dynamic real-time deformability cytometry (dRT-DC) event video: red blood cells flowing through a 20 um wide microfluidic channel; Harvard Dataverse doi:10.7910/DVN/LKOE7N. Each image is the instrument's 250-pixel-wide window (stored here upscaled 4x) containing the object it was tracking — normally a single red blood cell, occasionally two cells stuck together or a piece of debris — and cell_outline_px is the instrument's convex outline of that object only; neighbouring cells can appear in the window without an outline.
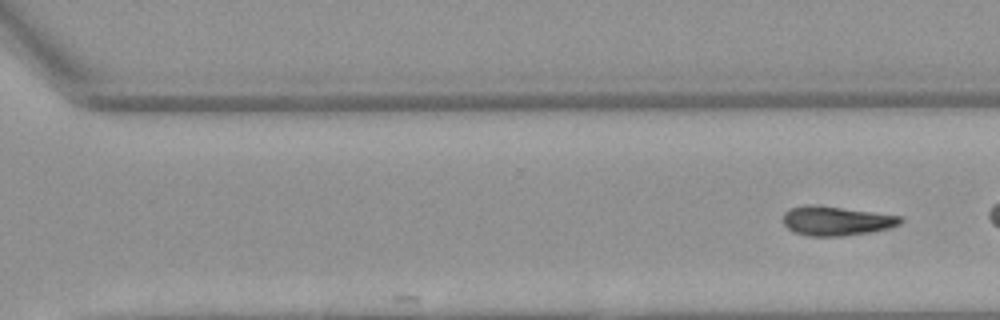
{"species": "Egyptian fruit bat (a non-hibernating species)", "species_latin": "Rousettus aegyptiacus", "temperature_condition": "warm", "stored_images_in_passage": 22, "camera_frame_rate_fps": 3000, "um_per_image_px": 0.085, "animal": {"sex": "female"}, "frame": {"image": 1, "passage_image": 22, "time_ms": 7.0, "image_size_px": [1000, 320], "cell_outline_px": [[904, 220], [900, 224], [888, 228], [872, 232], [844, 236], [808, 236], [796, 232], [788, 228], [784, 224], [784, 212], [788, 208], [808, 204], [820, 204], [900, 216]], "centroid_in_image_um": [71.07, 18.76], "position_along_channel_um": 299.5, "area_um2": 20.23}}